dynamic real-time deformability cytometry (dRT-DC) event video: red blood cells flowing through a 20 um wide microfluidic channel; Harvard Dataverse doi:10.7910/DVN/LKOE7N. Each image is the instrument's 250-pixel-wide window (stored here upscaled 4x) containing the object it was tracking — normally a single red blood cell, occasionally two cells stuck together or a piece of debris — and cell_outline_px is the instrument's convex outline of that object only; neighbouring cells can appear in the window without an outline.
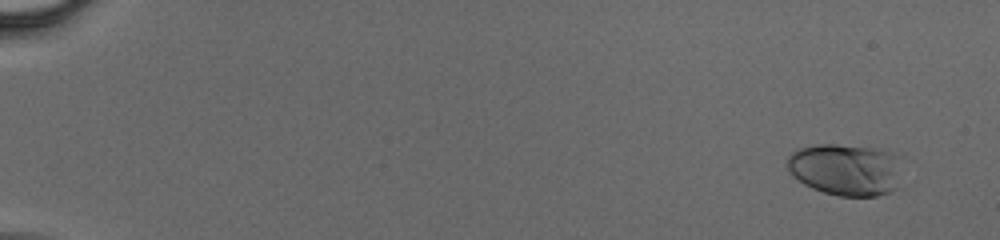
{"species": "human", "species_latin": "Homo sapiens", "temperature_condition": "cold", "stored_images_in_passage": 47, "camera_frame_rate_fps": 3000, "um_per_image_px": 0.085, "donor": {"sex": "male"}, "frame": {"image": 1, "passage_image": 1, "time_ms": 0.0, "image_size_px": [1000, 240], "cell_outline_px": [[896, 188], [892, 192], [876, 196], [840, 196], [824, 192], [812, 188], [804, 184], [792, 176], [788, 168], [788, 156], [796, 148], [816, 144], [836, 144], [872, 148], [892, 152], [896, 156]], "centroid_in_image_um": [71.79, 14.41], "position_along_channel_um": 13.2, "area_um2": 34.33}}
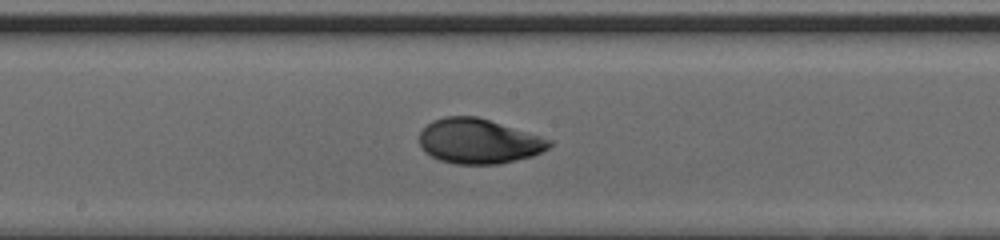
{"frame": {"image": 2, "passage_image": 26, "time_ms": 8.333, "image_size_px": [1000, 240], "cell_outline_px": [[556, 144], [532, 156], [500, 164], [456, 164], [440, 160], [424, 152], [420, 144], [420, 132], [432, 120], [444, 116], [476, 116], [556, 140]], "centroid_in_image_um": [40.73, 12.0], "position_along_channel_um": 207.5, "area_um2": 34.22}}
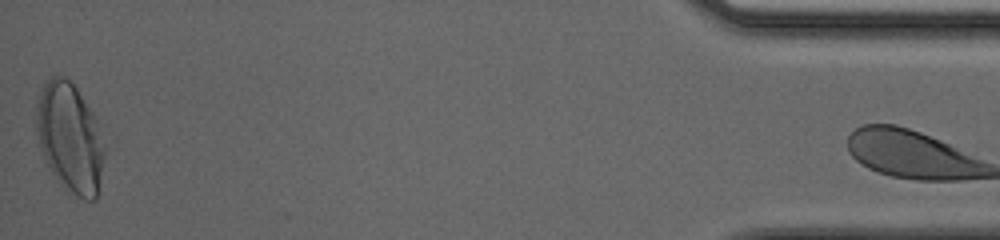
{"frame": {"image": 3, "passage_image": 46, "time_ms": 15.0, "image_size_px": [1000, 240], "cell_outline_px": [[104, 156], [100, 192], [96, 200], [84, 200], [72, 192], [52, 172], [40, 148], [36, 128], [36, 100], [44, 84], [52, 76], [64, 76], [76, 88], [92, 112], [104, 148]], "centroid_in_image_um": [5.94, 11.71], "position_along_channel_um": 429.3, "area_um2": 42.71}}